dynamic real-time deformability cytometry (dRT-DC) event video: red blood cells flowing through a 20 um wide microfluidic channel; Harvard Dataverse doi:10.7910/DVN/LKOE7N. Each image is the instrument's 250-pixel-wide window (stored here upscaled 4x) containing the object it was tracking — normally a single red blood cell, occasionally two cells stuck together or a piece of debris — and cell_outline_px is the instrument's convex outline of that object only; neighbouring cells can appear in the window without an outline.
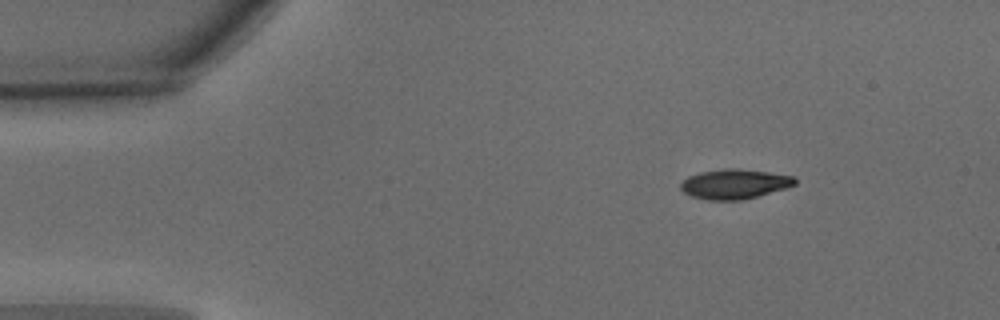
{"species": "common noctule bat (a hibernating species)", "species_latin": "Nyctalus noctula", "temperature_condition": "warm", "stored_images_in_passage": 4, "camera_frame_rate_fps": 3000, "um_per_image_px": 0.085, "animal": {"sex": "male", "body_mass_g": 15.6}, "frame": {"image": 1, "passage_image": 1, "time_ms": 0.0, "image_size_px": [1000, 320], "cell_outline_px": [[796, 184], [788, 188], [740, 200], [708, 200], [692, 196], [684, 192], [680, 188], [680, 184], [688, 176], [700, 172], [720, 168], [740, 168], [796, 176]], "centroid_in_image_um": [62.45, 15.62], "position_along_channel_um": 22.5, "area_um2": 19.94}}